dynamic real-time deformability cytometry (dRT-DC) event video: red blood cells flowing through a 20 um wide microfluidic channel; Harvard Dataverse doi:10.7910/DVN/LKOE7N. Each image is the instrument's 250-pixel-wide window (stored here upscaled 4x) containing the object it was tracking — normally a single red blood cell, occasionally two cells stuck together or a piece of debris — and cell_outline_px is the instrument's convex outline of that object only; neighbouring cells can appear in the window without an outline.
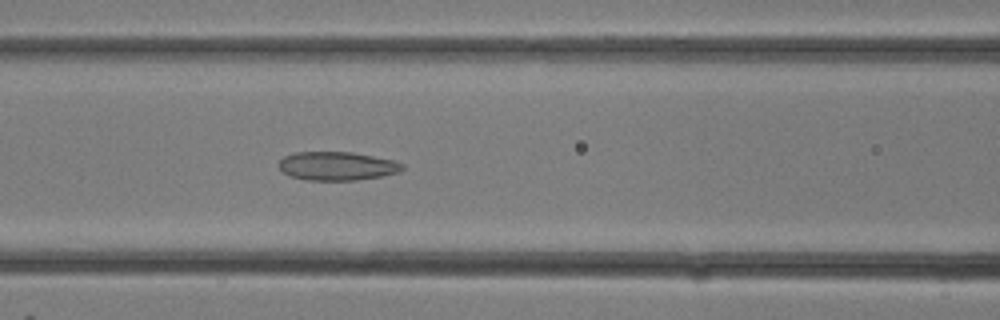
{"species": "common noctule bat (a hibernating species)", "species_latin": "Nyctalus noctula", "temperature_condition": "room temperature", "stored_images_in_passage": 12, "camera_frame_rate_fps": 3000, "um_per_image_px": 0.085, "animal": {"sex": "female"}, "frame": {"image": 1, "passage_image": 12, "time_ms": 3.667, "image_size_px": [1000, 320], "cell_outline_px": [[404, 168], [400, 172], [384, 176], [356, 180], [308, 180], [288, 176], [280, 168], [280, 160], [284, 156], [292, 152], [352, 152], [396, 160], [404, 164]], "centroid_in_image_um": [28.69, 14.11], "position_along_channel_um": 137.9, "area_um2": 20.81}}